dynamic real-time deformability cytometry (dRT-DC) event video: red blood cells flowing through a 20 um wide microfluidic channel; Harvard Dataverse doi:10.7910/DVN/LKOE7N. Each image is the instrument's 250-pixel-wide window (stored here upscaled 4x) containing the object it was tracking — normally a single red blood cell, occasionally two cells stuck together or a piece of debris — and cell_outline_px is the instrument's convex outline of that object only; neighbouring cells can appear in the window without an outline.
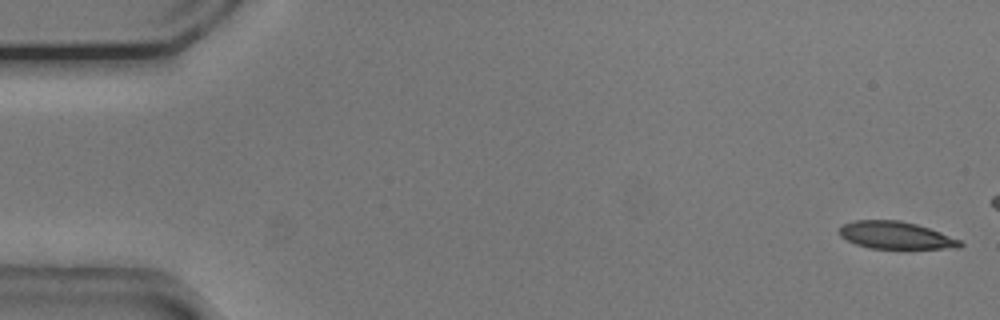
{"species": "common noctule bat (a hibernating species)", "species_latin": "Nyctalus noctula", "temperature_condition": "cold", "stored_images_in_passage": 14, "camera_frame_rate_fps": 3000, "um_per_image_px": 0.085, "animal": {"sex": "male", "body_mass_g": 20.5, "forearm_length_mm": 52.5}, "frame": {"image": 1, "passage_image": 1, "time_ms": 0.0, "image_size_px": [1000, 320], "cell_outline_px": [[964, 244], [960, 248], [868, 248], [856, 244], [840, 236], [840, 228], [844, 224], [856, 220], [900, 220], [916, 224], [940, 232], [960, 240]], "centroid_in_image_um": [76.15, 20.0], "position_along_channel_um": 8.9, "area_um2": 19.02}}